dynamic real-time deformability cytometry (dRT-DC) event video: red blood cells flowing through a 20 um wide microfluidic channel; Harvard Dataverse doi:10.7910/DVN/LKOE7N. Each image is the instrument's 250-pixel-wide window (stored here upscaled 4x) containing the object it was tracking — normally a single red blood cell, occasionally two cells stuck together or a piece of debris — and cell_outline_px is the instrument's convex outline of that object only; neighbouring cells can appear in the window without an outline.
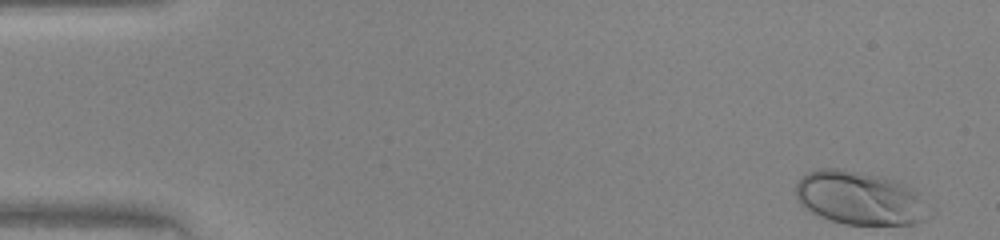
{"species": "human", "species_latin": "Homo sapiens", "temperature_condition": "warm", "stored_images_in_passage": 46, "camera_frame_rate_fps": 3000, "um_per_image_px": 0.085, "donor": {"sex": "female"}, "frame": {"image": 1, "passage_image": 1, "time_ms": 0.0, "image_size_px": [1000, 240], "cell_outline_px": [[936, 212], [932, 216], [916, 224], [844, 224], [820, 216], [804, 208], [800, 204], [796, 196], [796, 184], [808, 172], [820, 168], [840, 168], [884, 176], [896, 180], [920, 192], [936, 208]], "centroid_in_image_um": [73.23, 16.84], "position_along_channel_um": 11.8, "area_um2": 42.6}}
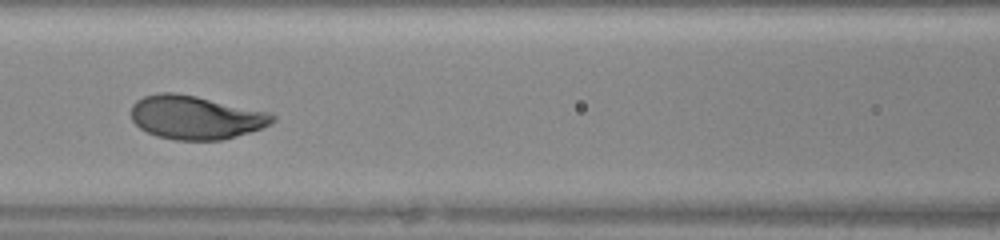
{"frame": {"image": 2, "passage_image": 20, "time_ms": 6.333, "image_size_px": [1000, 240], "cell_outline_px": [[276, 120], [272, 124], [236, 136], [220, 140], [176, 140], [156, 136], [140, 128], [132, 120], [132, 104], [136, 100], [144, 96], [160, 92], [176, 92], [196, 96], [264, 112], [276, 116]], "centroid_in_image_um": [16.58, 9.98], "position_along_channel_um": 150.0, "area_um2": 35.49}}
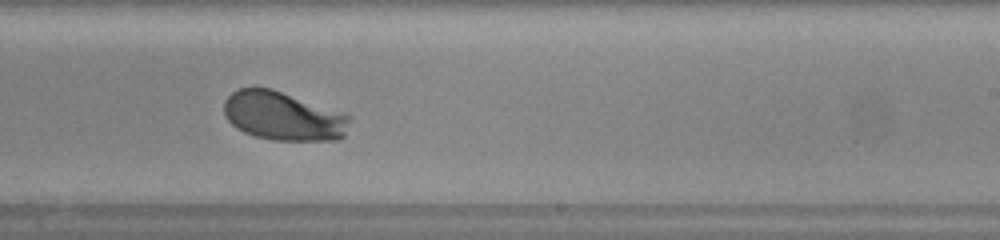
{"frame": {"image": 3, "passage_image": 28, "time_ms": 9.0, "image_size_px": [1000, 240], "cell_outline_px": [[348, 120], [344, 136], [340, 140], [272, 140], [256, 136], [244, 132], [236, 128], [228, 120], [224, 112], [224, 100], [232, 92], [240, 88], [272, 88], [340, 112], [348, 116]], "centroid_in_image_um": [24.02, 9.87], "position_along_channel_um": 265.0, "area_um2": 35.26}}